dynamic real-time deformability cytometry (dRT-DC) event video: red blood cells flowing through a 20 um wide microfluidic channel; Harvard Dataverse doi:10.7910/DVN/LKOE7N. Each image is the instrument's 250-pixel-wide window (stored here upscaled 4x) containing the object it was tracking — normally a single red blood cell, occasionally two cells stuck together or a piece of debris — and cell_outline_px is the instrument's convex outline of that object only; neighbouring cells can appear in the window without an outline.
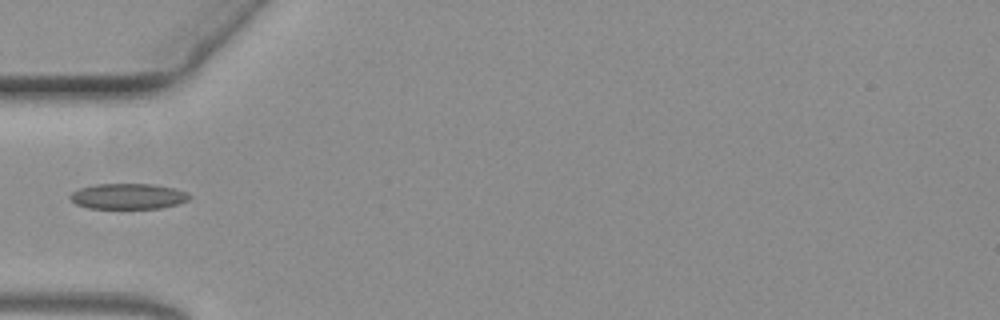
{"species": "common noctule bat (a hibernating species)", "species_latin": "Nyctalus noctula", "temperature_condition": "warm", "stored_images_in_passage": 41, "camera_frame_rate_fps": 3000, "um_per_image_px": 0.085, "animal": {"sex": "female", "body_mass_g": 19.3, "forearm_length_mm": 54.1}, "frame": {"image": 1, "passage_image": 1, "time_ms": 0.0, "image_size_px": [1000, 320], "cell_outline_px": [[192, 196], [188, 200], [176, 204], [160, 208], [88, 208], [76, 204], [68, 196], [72, 192], [80, 188], [96, 184], [152, 184], [172, 188], [184, 192]], "centroid_in_image_um": [10.85, 16.68], "position_along_channel_um": 74.1, "area_um2": 17.57}}
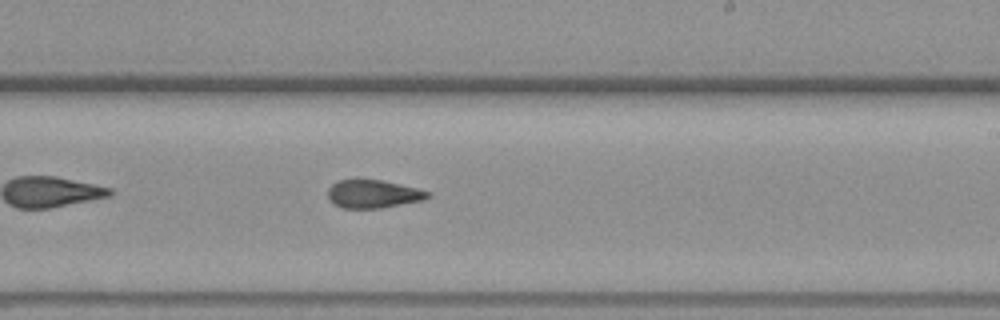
{"frame": {"image": 2, "passage_image": 17, "time_ms": 5.333, "image_size_px": [1000, 320], "cell_outline_px": [[432, 196], [424, 200], [380, 208], [344, 208], [336, 204], [328, 196], [328, 188], [336, 180], [380, 180], [416, 188], [432, 192]], "centroid_in_image_um": [31.76, 16.49], "position_along_channel_um": 257.2, "area_um2": 16.18}}
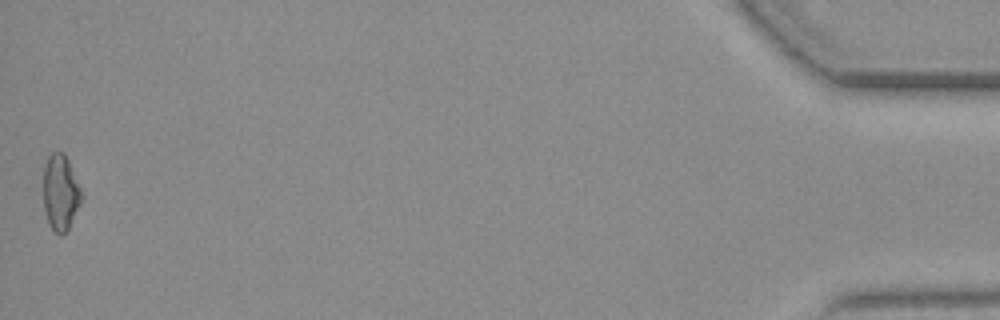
{"frame": {"image": 3, "passage_image": 41, "time_ms": 13.333, "image_size_px": [1000, 320], "cell_outline_px": [[84, 196], [68, 228], [60, 236], [48, 224], [44, 208], [44, 164], [48, 156], [52, 152], [64, 152], [68, 160]], "centroid_in_image_um": [5.14, 16.34], "position_along_channel_um": 430.1, "area_um2": 16.76}}